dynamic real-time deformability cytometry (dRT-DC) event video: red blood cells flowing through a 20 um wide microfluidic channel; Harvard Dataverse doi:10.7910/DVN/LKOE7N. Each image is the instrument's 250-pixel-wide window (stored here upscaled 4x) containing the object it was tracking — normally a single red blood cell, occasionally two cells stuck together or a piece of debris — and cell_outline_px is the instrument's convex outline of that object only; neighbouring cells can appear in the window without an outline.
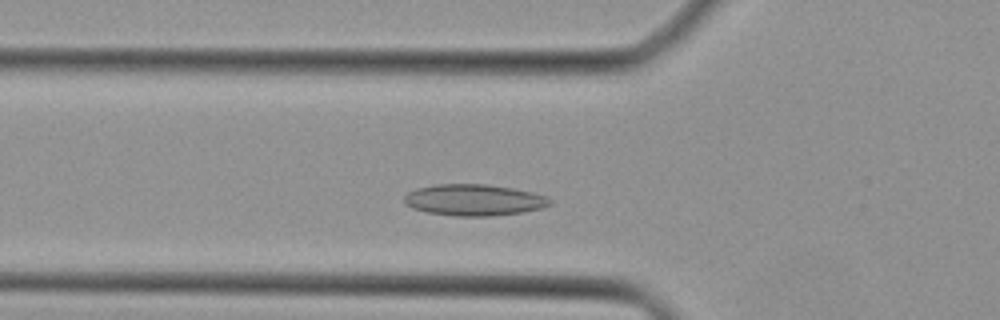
{"species": "Egyptian fruit bat (a non-hibernating species)", "species_latin": "Rousettus aegyptiacus", "temperature_condition": "cold", "stored_images_in_passage": 30, "camera_frame_rate_fps": 3000, "um_per_image_px": 0.085, "animal": {"sex": "female"}, "frame": {"image": 1, "passage_image": 7, "time_ms": 2.0, "image_size_px": [1000, 320], "cell_outline_px": [[552, 204], [544, 208], [524, 212], [492, 216], [456, 216], [428, 212], [412, 208], [404, 204], [404, 196], [408, 192], [416, 188], [436, 184], [488, 184], [512, 188], [532, 192], [548, 196], [552, 200]], "centroid_in_image_um": [40.32, 17.0], "position_along_channel_um": 85.5, "area_um2": 26.93}}
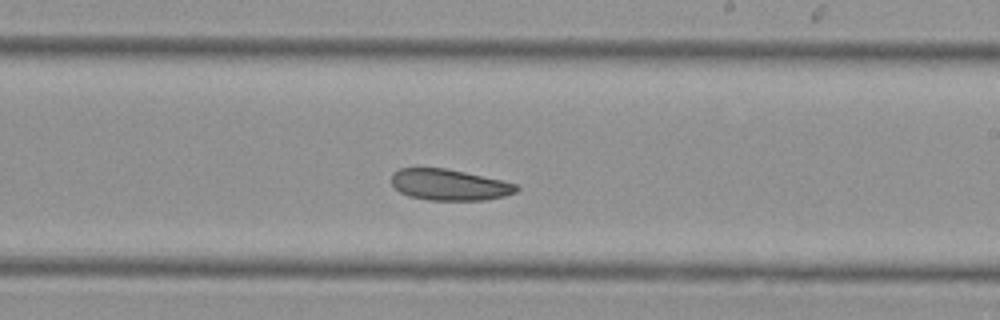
{"frame": {"image": 2, "passage_image": 18, "time_ms": 5.667, "image_size_px": [1000, 320], "cell_outline_px": [[520, 188], [516, 192], [504, 196], [488, 200], [428, 200], [408, 196], [400, 192], [392, 184], [392, 172], [400, 168], [444, 168], [464, 172], [520, 184]], "centroid_in_image_um": [38.22, 15.71], "position_along_channel_um": 250.8, "area_um2": 22.77}}
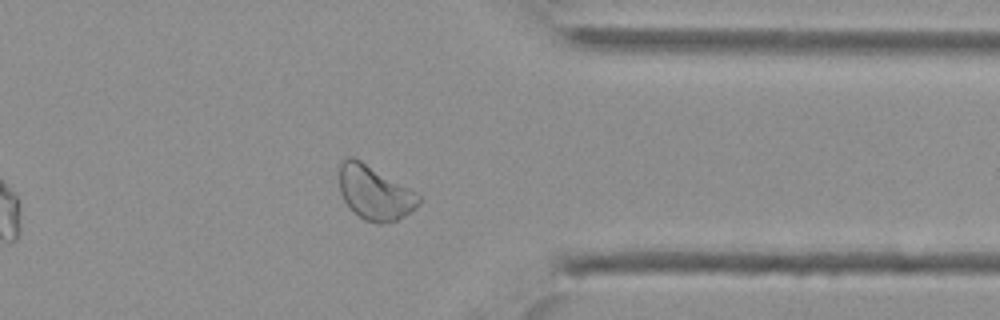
{"frame": {"image": 3, "passage_image": 27, "time_ms": 8.667, "image_size_px": [1000, 320], "cell_outline_px": [[424, 196], [420, 204], [416, 208], [404, 216], [396, 220], [384, 224], [376, 224], [364, 220], [352, 212], [348, 208], [340, 192], [340, 164], [348, 156], [352, 156], [360, 160]], "centroid_in_image_um": [31.88, 16.42], "position_along_channel_um": 379.5, "area_um2": 25.32}}